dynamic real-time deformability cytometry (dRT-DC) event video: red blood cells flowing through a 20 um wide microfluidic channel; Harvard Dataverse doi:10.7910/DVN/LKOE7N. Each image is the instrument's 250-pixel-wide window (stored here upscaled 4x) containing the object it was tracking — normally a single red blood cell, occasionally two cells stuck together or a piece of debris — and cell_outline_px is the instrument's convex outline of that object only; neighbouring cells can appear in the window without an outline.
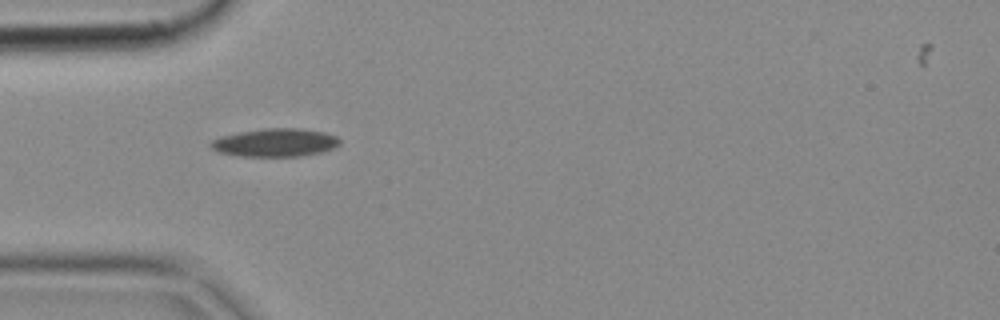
{"species": "common noctule bat (a hibernating species)", "species_latin": "Nyctalus noctula", "temperature_condition": "cold", "stored_images_in_passage": 4, "camera_frame_rate_fps": 3000, "um_per_image_px": 0.085, "animal": {"sex": "female", "body_mass_g": 18.4}, "frame": {"image": 1, "passage_image": 1, "time_ms": 0.0, "image_size_px": [1000, 320], "cell_outline_px": [[340, 144], [332, 148], [320, 152], [300, 156], [240, 156], [220, 152], [212, 148], [208, 144], [212, 140], [220, 136], [240, 132], [264, 128], [300, 128], [324, 132], [336, 136], [340, 140]], "centroid_in_image_um": [23.38, 12.11], "position_along_channel_um": 61.6, "area_um2": 21.04}}
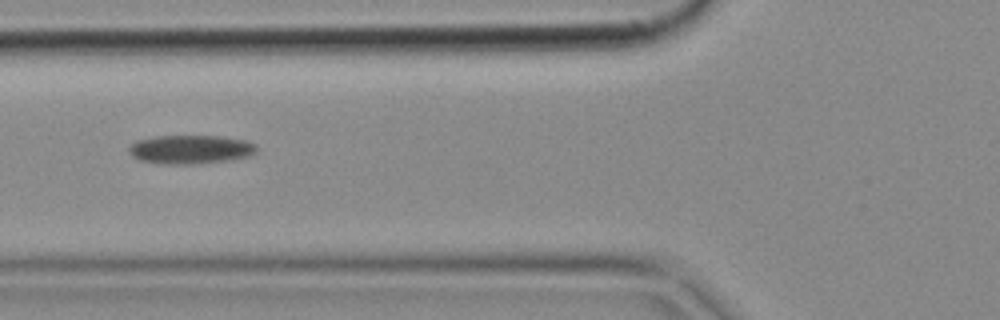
{"frame": {"image": 2, "passage_image": 2, "time_ms": 0.333, "image_size_px": [1000, 320], "cell_outline_px": [[256, 152], [252, 156], [228, 160], [196, 164], [164, 164], [140, 160], [132, 156], [128, 152], [128, 148], [136, 140], [156, 136], [220, 136], [248, 140], [256, 144]], "centroid_in_image_um": [16.22, 12.7], "position_along_channel_um": 109.6, "area_um2": 21.62}}